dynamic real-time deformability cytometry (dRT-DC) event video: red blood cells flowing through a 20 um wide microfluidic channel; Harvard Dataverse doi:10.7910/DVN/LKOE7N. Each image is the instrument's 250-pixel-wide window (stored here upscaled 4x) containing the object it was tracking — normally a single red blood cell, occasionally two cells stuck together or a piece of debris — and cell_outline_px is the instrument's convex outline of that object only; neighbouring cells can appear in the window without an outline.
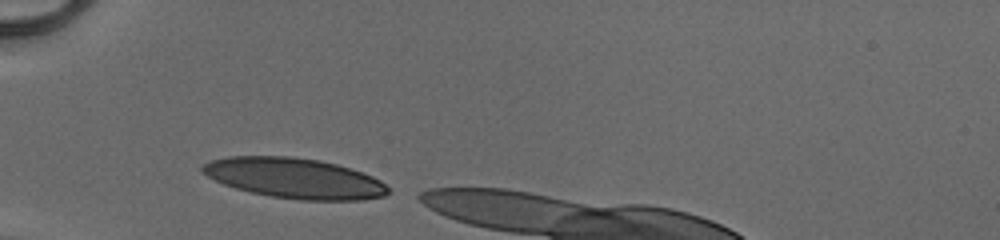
{"species": "human", "species_latin": "Homo sapiens", "temperature_condition": "cold", "stored_images_in_passage": 27, "camera_frame_rate_fps": 3000, "um_per_image_px": 0.085, "donor": {"sex": "male"}, "frame": {"image": 1, "passage_image": 1, "time_ms": 0.0, "image_size_px": [1000, 240], "cell_outline_px": [[392, 192], [384, 196], [364, 200], [300, 200], [272, 196], [252, 192], [236, 188], [224, 184], [200, 172], [200, 168], [208, 160], [228, 156], [288, 156], [320, 160], [336, 164], [372, 176], [380, 180]], "centroid_in_image_um": [25.02, 15.14], "position_along_channel_um": 60.0, "area_um2": 43.52}}
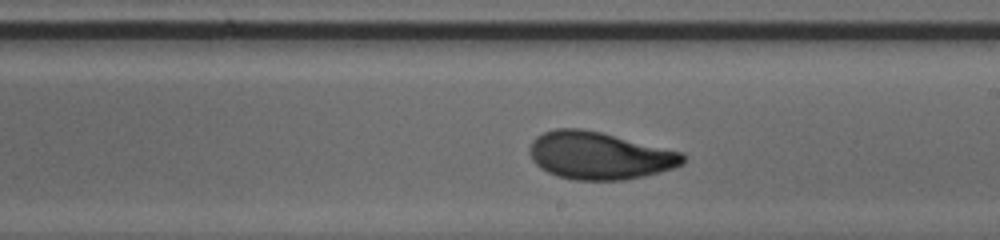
{"frame": {"image": 2, "passage_image": 15, "time_ms": 4.667, "image_size_px": [1000, 240], "cell_outline_px": [[684, 164], [660, 172], [644, 176], [624, 180], [572, 180], [556, 176], [540, 168], [532, 160], [528, 152], [528, 148], [532, 140], [536, 136], [544, 132], [556, 128], [580, 128], [600, 132], [680, 152], [684, 156]], "centroid_in_image_um": [50.88, 13.23], "position_along_channel_um": 238.1, "area_um2": 42.37}}
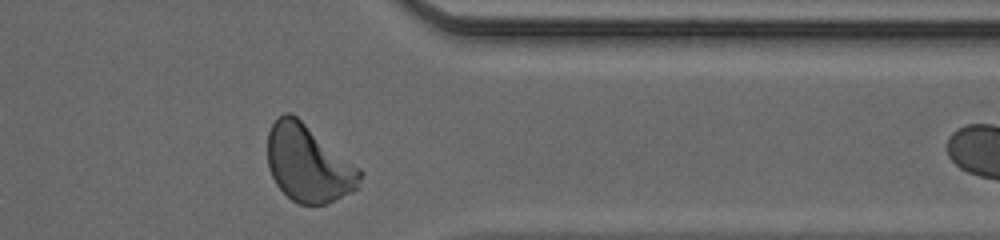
{"frame": {"image": 3, "passage_image": 26, "time_ms": 8.333, "image_size_px": [1000, 240], "cell_outline_px": [[364, 172], [356, 188], [352, 192], [324, 204], [300, 204], [292, 200], [276, 184], [268, 168], [268, 132], [272, 124], [284, 112], [292, 112], [360, 168]], "centroid_in_image_um": [26.21, 13.88], "position_along_channel_um": 385.2, "area_um2": 41.27}}